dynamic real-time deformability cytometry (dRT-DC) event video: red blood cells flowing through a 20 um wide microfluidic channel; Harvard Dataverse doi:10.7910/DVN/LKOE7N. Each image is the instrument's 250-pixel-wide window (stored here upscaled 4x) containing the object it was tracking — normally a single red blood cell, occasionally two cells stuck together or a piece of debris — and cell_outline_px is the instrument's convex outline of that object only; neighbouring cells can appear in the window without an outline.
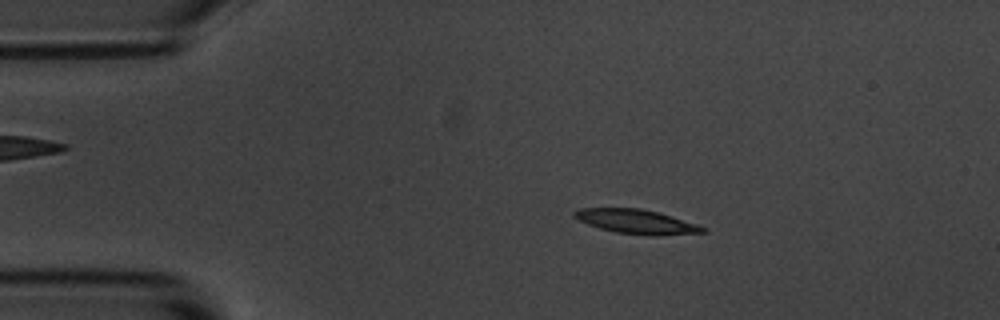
{"species": "common noctule bat (a hibernating species)", "species_latin": "Nyctalus noctula", "temperature_condition": "room temperature", "stored_images_in_passage": 5, "camera_frame_rate_fps": 3000, "um_per_image_px": 0.085, "animal": {"sex": "male", "body_mass_g": 20.1, "forearm_length_mm": 53.5}, "frame": {"image": 1, "passage_image": 3, "time_ms": 2.333, "image_size_px": [1000, 320], "cell_outline_px": [[708, 232], [656, 236], [652, 236], [616, 232], [600, 228], [588, 224], [572, 216], [572, 212], [580, 208], [640, 208], [656, 212], [696, 224], [708, 228]], "centroid_in_image_um": [54.1, 18.84], "position_along_channel_um": 30.9, "area_um2": 18.03}}
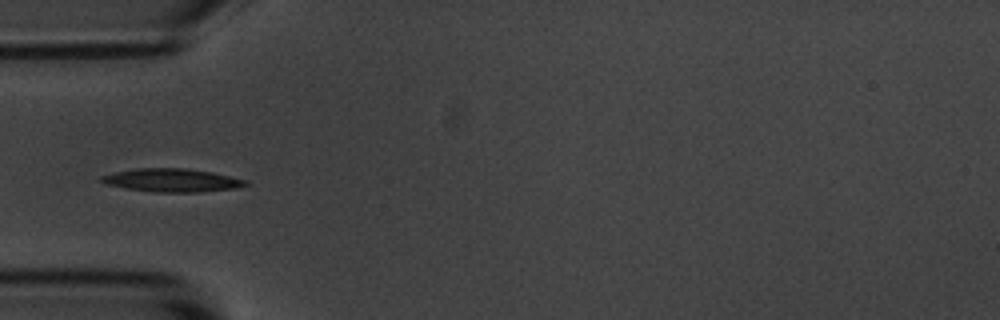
{"frame": {"image": 2, "passage_image": 5, "time_ms": 4.667, "image_size_px": [1000, 320], "cell_outline_px": [[252, 184], [236, 188], [200, 192], [152, 192], [104, 184], [100, 180], [100, 176], [116, 172], [136, 168], [184, 168], [212, 172], [248, 180]], "centroid_in_image_um": [14.66, 15.32], "position_along_channel_um": 70.3, "area_um2": 19.59}}